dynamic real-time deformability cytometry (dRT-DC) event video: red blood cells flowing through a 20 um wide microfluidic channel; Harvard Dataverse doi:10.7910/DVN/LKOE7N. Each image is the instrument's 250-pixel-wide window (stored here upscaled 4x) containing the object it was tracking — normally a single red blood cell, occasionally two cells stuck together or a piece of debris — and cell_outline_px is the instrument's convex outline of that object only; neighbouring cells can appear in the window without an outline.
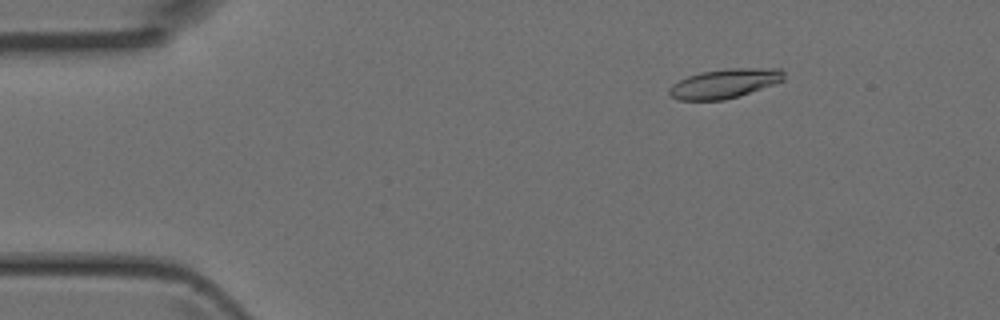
{"species": "Egyptian fruit bat (a non-hibernating species)", "species_latin": "Rousettus aegyptiacus", "temperature_condition": "room temperature", "stored_images_in_passage": 12, "camera_frame_rate_fps": 3000, "um_per_image_px": 0.085, "animal": {"sex": "female"}, "frame": {"image": 1, "passage_image": 7, "time_ms": 2.0, "image_size_px": [1000, 320], "cell_outline_px": [[784, 80], [724, 100], [680, 100], [672, 96], [668, 92], [668, 88], [672, 84], [688, 76], [700, 72], [728, 68], [780, 68], [784, 72]], "centroid_in_image_um": [61.56, 7.08], "position_along_channel_um": 23.4, "area_um2": 19.31}}